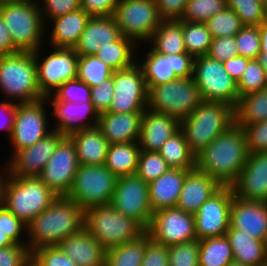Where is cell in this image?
<instances>
[{
    "label": "cell",
    "instance_id": "cell-17",
    "mask_svg": "<svg viewBox=\"0 0 267 266\" xmlns=\"http://www.w3.org/2000/svg\"><path fill=\"white\" fill-rule=\"evenodd\" d=\"M146 232L165 246L196 240L194 214L177 207L163 208L153 212Z\"/></svg>",
    "mask_w": 267,
    "mask_h": 266
},
{
    "label": "cell",
    "instance_id": "cell-59",
    "mask_svg": "<svg viewBox=\"0 0 267 266\" xmlns=\"http://www.w3.org/2000/svg\"><path fill=\"white\" fill-rule=\"evenodd\" d=\"M188 0H156L162 20H181Z\"/></svg>",
    "mask_w": 267,
    "mask_h": 266
},
{
    "label": "cell",
    "instance_id": "cell-48",
    "mask_svg": "<svg viewBox=\"0 0 267 266\" xmlns=\"http://www.w3.org/2000/svg\"><path fill=\"white\" fill-rule=\"evenodd\" d=\"M169 266H199V240L168 246Z\"/></svg>",
    "mask_w": 267,
    "mask_h": 266
},
{
    "label": "cell",
    "instance_id": "cell-7",
    "mask_svg": "<svg viewBox=\"0 0 267 266\" xmlns=\"http://www.w3.org/2000/svg\"><path fill=\"white\" fill-rule=\"evenodd\" d=\"M84 228L105 250L138 239L146 232L138 221L123 215L110 204L86 209Z\"/></svg>",
    "mask_w": 267,
    "mask_h": 266
},
{
    "label": "cell",
    "instance_id": "cell-21",
    "mask_svg": "<svg viewBox=\"0 0 267 266\" xmlns=\"http://www.w3.org/2000/svg\"><path fill=\"white\" fill-rule=\"evenodd\" d=\"M53 130L64 136L97 126L99 114L92 102L47 101ZM55 118V119H54ZM54 119V120H53Z\"/></svg>",
    "mask_w": 267,
    "mask_h": 266
},
{
    "label": "cell",
    "instance_id": "cell-16",
    "mask_svg": "<svg viewBox=\"0 0 267 266\" xmlns=\"http://www.w3.org/2000/svg\"><path fill=\"white\" fill-rule=\"evenodd\" d=\"M110 205L123 215L134 218L145 229L149 227L153 211L149 201L148 183L136 174L117 179Z\"/></svg>",
    "mask_w": 267,
    "mask_h": 266
},
{
    "label": "cell",
    "instance_id": "cell-68",
    "mask_svg": "<svg viewBox=\"0 0 267 266\" xmlns=\"http://www.w3.org/2000/svg\"><path fill=\"white\" fill-rule=\"evenodd\" d=\"M257 266H267V260L262 263H259Z\"/></svg>",
    "mask_w": 267,
    "mask_h": 266
},
{
    "label": "cell",
    "instance_id": "cell-39",
    "mask_svg": "<svg viewBox=\"0 0 267 266\" xmlns=\"http://www.w3.org/2000/svg\"><path fill=\"white\" fill-rule=\"evenodd\" d=\"M233 260V250L225 235L199 240V266H227Z\"/></svg>",
    "mask_w": 267,
    "mask_h": 266
},
{
    "label": "cell",
    "instance_id": "cell-10",
    "mask_svg": "<svg viewBox=\"0 0 267 266\" xmlns=\"http://www.w3.org/2000/svg\"><path fill=\"white\" fill-rule=\"evenodd\" d=\"M47 46L33 52L39 90L44 97L52 95L64 82L77 78L79 57L72 48Z\"/></svg>",
    "mask_w": 267,
    "mask_h": 266
},
{
    "label": "cell",
    "instance_id": "cell-54",
    "mask_svg": "<svg viewBox=\"0 0 267 266\" xmlns=\"http://www.w3.org/2000/svg\"><path fill=\"white\" fill-rule=\"evenodd\" d=\"M210 58L224 63L230 58L238 56L235 36L213 38L207 54Z\"/></svg>",
    "mask_w": 267,
    "mask_h": 266
},
{
    "label": "cell",
    "instance_id": "cell-55",
    "mask_svg": "<svg viewBox=\"0 0 267 266\" xmlns=\"http://www.w3.org/2000/svg\"><path fill=\"white\" fill-rule=\"evenodd\" d=\"M114 92L113 75L100 85L91 87V102L98 114L107 112L111 105Z\"/></svg>",
    "mask_w": 267,
    "mask_h": 266
},
{
    "label": "cell",
    "instance_id": "cell-63",
    "mask_svg": "<svg viewBox=\"0 0 267 266\" xmlns=\"http://www.w3.org/2000/svg\"><path fill=\"white\" fill-rule=\"evenodd\" d=\"M260 52H267V22L259 26Z\"/></svg>",
    "mask_w": 267,
    "mask_h": 266
},
{
    "label": "cell",
    "instance_id": "cell-22",
    "mask_svg": "<svg viewBox=\"0 0 267 266\" xmlns=\"http://www.w3.org/2000/svg\"><path fill=\"white\" fill-rule=\"evenodd\" d=\"M231 187L238 198L267 202V152L249 154Z\"/></svg>",
    "mask_w": 267,
    "mask_h": 266
},
{
    "label": "cell",
    "instance_id": "cell-13",
    "mask_svg": "<svg viewBox=\"0 0 267 266\" xmlns=\"http://www.w3.org/2000/svg\"><path fill=\"white\" fill-rule=\"evenodd\" d=\"M48 112L50 115L49 105L45 98L17 104L13 130L7 140L12 146L11 155L9 154L8 158L16 151L32 146L53 131Z\"/></svg>",
    "mask_w": 267,
    "mask_h": 266
},
{
    "label": "cell",
    "instance_id": "cell-37",
    "mask_svg": "<svg viewBox=\"0 0 267 266\" xmlns=\"http://www.w3.org/2000/svg\"><path fill=\"white\" fill-rule=\"evenodd\" d=\"M158 153L171 169L192 170L195 168V154L190 150L181 130L169 138Z\"/></svg>",
    "mask_w": 267,
    "mask_h": 266
},
{
    "label": "cell",
    "instance_id": "cell-47",
    "mask_svg": "<svg viewBox=\"0 0 267 266\" xmlns=\"http://www.w3.org/2000/svg\"><path fill=\"white\" fill-rule=\"evenodd\" d=\"M171 168L158 152L141 150L136 175L149 183L158 179Z\"/></svg>",
    "mask_w": 267,
    "mask_h": 266
},
{
    "label": "cell",
    "instance_id": "cell-8",
    "mask_svg": "<svg viewBox=\"0 0 267 266\" xmlns=\"http://www.w3.org/2000/svg\"><path fill=\"white\" fill-rule=\"evenodd\" d=\"M199 89L192 77L151 86L148 89L147 108L169 114L182 121L202 102Z\"/></svg>",
    "mask_w": 267,
    "mask_h": 266
},
{
    "label": "cell",
    "instance_id": "cell-51",
    "mask_svg": "<svg viewBox=\"0 0 267 266\" xmlns=\"http://www.w3.org/2000/svg\"><path fill=\"white\" fill-rule=\"evenodd\" d=\"M35 266H77L57 245L42 246L31 252Z\"/></svg>",
    "mask_w": 267,
    "mask_h": 266
},
{
    "label": "cell",
    "instance_id": "cell-31",
    "mask_svg": "<svg viewBox=\"0 0 267 266\" xmlns=\"http://www.w3.org/2000/svg\"><path fill=\"white\" fill-rule=\"evenodd\" d=\"M76 146L79 165H104L109 143L95 126L69 136Z\"/></svg>",
    "mask_w": 267,
    "mask_h": 266
},
{
    "label": "cell",
    "instance_id": "cell-35",
    "mask_svg": "<svg viewBox=\"0 0 267 266\" xmlns=\"http://www.w3.org/2000/svg\"><path fill=\"white\" fill-rule=\"evenodd\" d=\"M267 119V87L238 98L234 107V123L240 127Z\"/></svg>",
    "mask_w": 267,
    "mask_h": 266
},
{
    "label": "cell",
    "instance_id": "cell-42",
    "mask_svg": "<svg viewBox=\"0 0 267 266\" xmlns=\"http://www.w3.org/2000/svg\"><path fill=\"white\" fill-rule=\"evenodd\" d=\"M227 8L235 11L243 25L260 26L267 22L263 0H226Z\"/></svg>",
    "mask_w": 267,
    "mask_h": 266
},
{
    "label": "cell",
    "instance_id": "cell-9",
    "mask_svg": "<svg viewBox=\"0 0 267 266\" xmlns=\"http://www.w3.org/2000/svg\"><path fill=\"white\" fill-rule=\"evenodd\" d=\"M117 179L104 165H79L66 197L84 211L93 206L108 205L114 197Z\"/></svg>",
    "mask_w": 267,
    "mask_h": 266
},
{
    "label": "cell",
    "instance_id": "cell-44",
    "mask_svg": "<svg viewBox=\"0 0 267 266\" xmlns=\"http://www.w3.org/2000/svg\"><path fill=\"white\" fill-rule=\"evenodd\" d=\"M267 87V75L258 59H250L237 82L239 97L261 91Z\"/></svg>",
    "mask_w": 267,
    "mask_h": 266
},
{
    "label": "cell",
    "instance_id": "cell-70",
    "mask_svg": "<svg viewBox=\"0 0 267 266\" xmlns=\"http://www.w3.org/2000/svg\"><path fill=\"white\" fill-rule=\"evenodd\" d=\"M28 266H35L32 262H30L29 264H28Z\"/></svg>",
    "mask_w": 267,
    "mask_h": 266
},
{
    "label": "cell",
    "instance_id": "cell-20",
    "mask_svg": "<svg viewBox=\"0 0 267 266\" xmlns=\"http://www.w3.org/2000/svg\"><path fill=\"white\" fill-rule=\"evenodd\" d=\"M64 137L53 130L37 143L20 149L7 158L5 163L3 162V169L13 177H39Z\"/></svg>",
    "mask_w": 267,
    "mask_h": 266
},
{
    "label": "cell",
    "instance_id": "cell-60",
    "mask_svg": "<svg viewBox=\"0 0 267 266\" xmlns=\"http://www.w3.org/2000/svg\"><path fill=\"white\" fill-rule=\"evenodd\" d=\"M17 103L2 99L0 101V132L6 133L8 139L13 130Z\"/></svg>",
    "mask_w": 267,
    "mask_h": 266
},
{
    "label": "cell",
    "instance_id": "cell-6",
    "mask_svg": "<svg viewBox=\"0 0 267 266\" xmlns=\"http://www.w3.org/2000/svg\"><path fill=\"white\" fill-rule=\"evenodd\" d=\"M233 124L234 107L224 102L202 101L180 121V130L196 155Z\"/></svg>",
    "mask_w": 267,
    "mask_h": 266
},
{
    "label": "cell",
    "instance_id": "cell-18",
    "mask_svg": "<svg viewBox=\"0 0 267 266\" xmlns=\"http://www.w3.org/2000/svg\"><path fill=\"white\" fill-rule=\"evenodd\" d=\"M79 168L76 146L65 136L43 168L39 178L56 195L66 196Z\"/></svg>",
    "mask_w": 267,
    "mask_h": 266
},
{
    "label": "cell",
    "instance_id": "cell-33",
    "mask_svg": "<svg viewBox=\"0 0 267 266\" xmlns=\"http://www.w3.org/2000/svg\"><path fill=\"white\" fill-rule=\"evenodd\" d=\"M141 148L138 141L110 144L104 166L117 178L136 174Z\"/></svg>",
    "mask_w": 267,
    "mask_h": 266
},
{
    "label": "cell",
    "instance_id": "cell-5",
    "mask_svg": "<svg viewBox=\"0 0 267 266\" xmlns=\"http://www.w3.org/2000/svg\"><path fill=\"white\" fill-rule=\"evenodd\" d=\"M8 101L30 103L45 98L39 90L33 52L0 56V94Z\"/></svg>",
    "mask_w": 267,
    "mask_h": 266
},
{
    "label": "cell",
    "instance_id": "cell-58",
    "mask_svg": "<svg viewBox=\"0 0 267 266\" xmlns=\"http://www.w3.org/2000/svg\"><path fill=\"white\" fill-rule=\"evenodd\" d=\"M119 0H81V9L90 17L113 16Z\"/></svg>",
    "mask_w": 267,
    "mask_h": 266
},
{
    "label": "cell",
    "instance_id": "cell-38",
    "mask_svg": "<svg viewBox=\"0 0 267 266\" xmlns=\"http://www.w3.org/2000/svg\"><path fill=\"white\" fill-rule=\"evenodd\" d=\"M146 252V232L138 239L106 250L105 266H141Z\"/></svg>",
    "mask_w": 267,
    "mask_h": 266
},
{
    "label": "cell",
    "instance_id": "cell-62",
    "mask_svg": "<svg viewBox=\"0 0 267 266\" xmlns=\"http://www.w3.org/2000/svg\"><path fill=\"white\" fill-rule=\"evenodd\" d=\"M18 51L19 50L13 45L8 27L0 16V56L10 55Z\"/></svg>",
    "mask_w": 267,
    "mask_h": 266
},
{
    "label": "cell",
    "instance_id": "cell-57",
    "mask_svg": "<svg viewBox=\"0 0 267 266\" xmlns=\"http://www.w3.org/2000/svg\"><path fill=\"white\" fill-rule=\"evenodd\" d=\"M141 266H169L168 246L154 241L146 232V252Z\"/></svg>",
    "mask_w": 267,
    "mask_h": 266
},
{
    "label": "cell",
    "instance_id": "cell-53",
    "mask_svg": "<svg viewBox=\"0 0 267 266\" xmlns=\"http://www.w3.org/2000/svg\"><path fill=\"white\" fill-rule=\"evenodd\" d=\"M242 128L249 154L267 152V119Z\"/></svg>",
    "mask_w": 267,
    "mask_h": 266
},
{
    "label": "cell",
    "instance_id": "cell-26",
    "mask_svg": "<svg viewBox=\"0 0 267 266\" xmlns=\"http://www.w3.org/2000/svg\"><path fill=\"white\" fill-rule=\"evenodd\" d=\"M89 18L90 16L80 8L49 20L45 26V45L49 43L51 47L73 49Z\"/></svg>",
    "mask_w": 267,
    "mask_h": 266
},
{
    "label": "cell",
    "instance_id": "cell-65",
    "mask_svg": "<svg viewBox=\"0 0 267 266\" xmlns=\"http://www.w3.org/2000/svg\"><path fill=\"white\" fill-rule=\"evenodd\" d=\"M258 60H259L261 66L263 67V69L267 75V52H260Z\"/></svg>",
    "mask_w": 267,
    "mask_h": 266
},
{
    "label": "cell",
    "instance_id": "cell-14",
    "mask_svg": "<svg viewBox=\"0 0 267 266\" xmlns=\"http://www.w3.org/2000/svg\"><path fill=\"white\" fill-rule=\"evenodd\" d=\"M144 45L145 47H143ZM144 45H138L136 62L143 70L148 89L151 86L171 82L178 78L193 76L194 58L188 53L164 55L156 52L147 43ZM146 45L149 49L146 48ZM141 47L143 49L146 48V52L143 51L144 57L140 56L139 53V51L143 50Z\"/></svg>",
    "mask_w": 267,
    "mask_h": 266
},
{
    "label": "cell",
    "instance_id": "cell-3",
    "mask_svg": "<svg viewBox=\"0 0 267 266\" xmlns=\"http://www.w3.org/2000/svg\"><path fill=\"white\" fill-rule=\"evenodd\" d=\"M57 197L39 177H13L4 169L1 173L0 203L26 225Z\"/></svg>",
    "mask_w": 267,
    "mask_h": 266
},
{
    "label": "cell",
    "instance_id": "cell-43",
    "mask_svg": "<svg viewBox=\"0 0 267 266\" xmlns=\"http://www.w3.org/2000/svg\"><path fill=\"white\" fill-rule=\"evenodd\" d=\"M226 8V0H188L181 20L205 23Z\"/></svg>",
    "mask_w": 267,
    "mask_h": 266
},
{
    "label": "cell",
    "instance_id": "cell-40",
    "mask_svg": "<svg viewBox=\"0 0 267 266\" xmlns=\"http://www.w3.org/2000/svg\"><path fill=\"white\" fill-rule=\"evenodd\" d=\"M186 52L193 58L207 55L212 36L206 23L182 21Z\"/></svg>",
    "mask_w": 267,
    "mask_h": 266
},
{
    "label": "cell",
    "instance_id": "cell-56",
    "mask_svg": "<svg viewBox=\"0 0 267 266\" xmlns=\"http://www.w3.org/2000/svg\"><path fill=\"white\" fill-rule=\"evenodd\" d=\"M31 252L27 245H13L0 248V266H28Z\"/></svg>",
    "mask_w": 267,
    "mask_h": 266
},
{
    "label": "cell",
    "instance_id": "cell-32",
    "mask_svg": "<svg viewBox=\"0 0 267 266\" xmlns=\"http://www.w3.org/2000/svg\"><path fill=\"white\" fill-rule=\"evenodd\" d=\"M232 250L233 259L248 266H257L267 260V242L254 239L238 229L228 228L225 233Z\"/></svg>",
    "mask_w": 267,
    "mask_h": 266
},
{
    "label": "cell",
    "instance_id": "cell-11",
    "mask_svg": "<svg viewBox=\"0 0 267 266\" xmlns=\"http://www.w3.org/2000/svg\"><path fill=\"white\" fill-rule=\"evenodd\" d=\"M113 17L121 35L137 45L147 43L162 21L156 0H119Z\"/></svg>",
    "mask_w": 267,
    "mask_h": 266
},
{
    "label": "cell",
    "instance_id": "cell-25",
    "mask_svg": "<svg viewBox=\"0 0 267 266\" xmlns=\"http://www.w3.org/2000/svg\"><path fill=\"white\" fill-rule=\"evenodd\" d=\"M113 16L90 17L78 43L73 48L78 56L94 55L121 37Z\"/></svg>",
    "mask_w": 267,
    "mask_h": 266
},
{
    "label": "cell",
    "instance_id": "cell-50",
    "mask_svg": "<svg viewBox=\"0 0 267 266\" xmlns=\"http://www.w3.org/2000/svg\"><path fill=\"white\" fill-rule=\"evenodd\" d=\"M0 230L15 244L27 245V225L12 214L2 203H0Z\"/></svg>",
    "mask_w": 267,
    "mask_h": 266
},
{
    "label": "cell",
    "instance_id": "cell-61",
    "mask_svg": "<svg viewBox=\"0 0 267 266\" xmlns=\"http://www.w3.org/2000/svg\"><path fill=\"white\" fill-rule=\"evenodd\" d=\"M249 60L250 59L244 58L243 56H237L228 59L223 64L225 70L228 72L231 78L238 82L242 74L244 73V70L246 69Z\"/></svg>",
    "mask_w": 267,
    "mask_h": 266
},
{
    "label": "cell",
    "instance_id": "cell-30",
    "mask_svg": "<svg viewBox=\"0 0 267 266\" xmlns=\"http://www.w3.org/2000/svg\"><path fill=\"white\" fill-rule=\"evenodd\" d=\"M188 171L170 169L158 179L148 183L149 201L153 212L176 207Z\"/></svg>",
    "mask_w": 267,
    "mask_h": 266
},
{
    "label": "cell",
    "instance_id": "cell-64",
    "mask_svg": "<svg viewBox=\"0 0 267 266\" xmlns=\"http://www.w3.org/2000/svg\"><path fill=\"white\" fill-rule=\"evenodd\" d=\"M15 245V243L0 230V248L10 247Z\"/></svg>",
    "mask_w": 267,
    "mask_h": 266
},
{
    "label": "cell",
    "instance_id": "cell-66",
    "mask_svg": "<svg viewBox=\"0 0 267 266\" xmlns=\"http://www.w3.org/2000/svg\"><path fill=\"white\" fill-rule=\"evenodd\" d=\"M227 266H248V265H245V264H242L240 262H237V261L233 260Z\"/></svg>",
    "mask_w": 267,
    "mask_h": 266
},
{
    "label": "cell",
    "instance_id": "cell-34",
    "mask_svg": "<svg viewBox=\"0 0 267 266\" xmlns=\"http://www.w3.org/2000/svg\"><path fill=\"white\" fill-rule=\"evenodd\" d=\"M147 43L156 52L164 55L187 53L182 20H162Z\"/></svg>",
    "mask_w": 267,
    "mask_h": 266
},
{
    "label": "cell",
    "instance_id": "cell-4",
    "mask_svg": "<svg viewBox=\"0 0 267 266\" xmlns=\"http://www.w3.org/2000/svg\"><path fill=\"white\" fill-rule=\"evenodd\" d=\"M0 16L19 51L34 52L45 44V26L37 0H1Z\"/></svg>",
    "mask_w": 267,
    "mask_h": 266
},
{
    "label": "cell",
    "instance_id": "cell-19",
    "mask_svg": "<svg viewBox=\"0 0 267 266\" xmlns=\"http://www.w3.org/2000/svg\"><path fill=\"white\" fill-rule=\"evenodd\" d=\"M233 188L222 186L194 214L197 240L224 236L230 227Z\"/></svg>",
    "mask_w": 267,
    "mask_h": 266
},
{
    "label": "cell",
    "instance_id": "cell-67",
    "mask_svg": "<svg viewBox=\"0 0 267 266\" xmlns=\"http://www.w3.org/2000/svg\"><path fill=\"white\" fill-rule=\"evenodd\" d=\"M263 1H264V10L267 15V0H263Z\"/></svg>",
    "mask_w": 267,
    "mask_h": 266
},
{
    "label": "cell",
    "instance_id": "cell-49",
    "mask_svg": "<svg viewBox=\"0 0 267 266\" xmlns=\"http://www.w3.org/2000/svg\"><path fill=\"white\" fill-rule=\"evenodd\" d=\"M238 56L258 59L260 53L259 26L244 25L235 35Z\"/></svg>",
    "mask_w": 267,
    "mask_h": 266
},
{
    "label": "cell",
    "instance_id": "cell-29",
    "mask_svg": "<svg viewBox=\"0 0 267 266\" xmlns=\"http://www.w3.org/2000/svg\"><path fill=\"white\" fill-rule=\"evenodd\" d=\"M57 246L77 266H105L106 250L85 228L61 240Z\"/></svg>",
    "mask_w": 267,
    "mask_h": 266
},
{
    "label": "cell",
    "instance_id": "cell-23",
    "mask_svg": "<svg viewBox=\"0 0 267 266\" xmlns=\"http://www.w3.org/2000/svg\"><path fill=\"white\" fill-rule=\"evenodd\" d=\"M230 226L267 242V202L244 200L233 194Z\"/></svg>",
    "mask_w": 267,
    "mask_h": 266
},
{
    "label": "cell",
    "instance_id": "cell-28",
    "mask_svg": "<svg viewBox=\"0 0 267 266\" xmlns=\"http://www.w3.org/2000/svg\"><path fill=\"white\" fill-rule=\"evenodd\" d=\"M222 186L207 173L194 168L186 173L177 208L195 214Z\"/></svg>",
    "mask_w": 267,
    "mask_h": 266
},
{
    "label": "cell",
    "instance_id": "cell-1",
    "mask_svg": "<svg viewBox=\"0 0 267 266\" xmlns=\"http://www.w3.org/2000/svg\"><path fill=\"white\" fill-rule=\"evenodd\" d=\"M248 156L244 130L234 123L195 155V168L221 186H232Z\"/></svg>",
    "mask_w": 267,
    "mask_h": 266
},
{
    "label": "cell",
    "instance_id": "cell-41",
    "mask_svg": "<svg viewBox=\"0 0 267 266\" xmlns=\"http://www.w3.org/2000/svg\"><path fill=\"white\" fill-rule=\"evenodd\" d=\"M114 70L95 55L78 57L77 78L90 87L100 85L111 78Z\"/></svg>",
    "mask_w": 267,
    "mask_h": 266
},
{
    "label": "cell",
    "instance_id": "cell-2",
    "mask_svg": "<svg viewBox=\"0 0 267 266\" xmlns=\"http://www.w3.org/2000/svg\"><path fill=\"white\" fill-rule=\"evenodd\" d=\"M84 228V210L66 196L57 199L27 225L30 252L54 246Z\"/></svg>",
    "mask_w": 267,
    "mask_h": 266
},
{
    "label": "cell",
    "instance_id": "cell-45",
    "mask_svg": "<svg viewBox=\"0 0 267 266\" xmlns=\"http://www.w3.org/2000/svg\"><path fill=\"white\" fill-rule=\"evenodd\" d=\"M205 23L212 38L235 36L244 26L237 13L228 8L217 13Z\"/></svg>",
    "mask_w": 267,
    "mask_h": 266
},
{
    "label": "cell",
    "instance_id": "cell-27",
    "mask_svg": "<svg viewBox=\"0 0 267 266\" xmlns=\"http://www.w3.org/2000/svg\"><path fill=\"white\" fill-rule=\"evenodd\" d=\"M144 112L99 114L97 127L109 144L139 140Z\"/></svg>",
    "mask_w": 267,
    "mask_h": 266
},
{
    "label": "cell",
    "instance_id": "cell-36",
    "mask_svg": "<svg viewBox=\"0 0 267 266\" xmlns=\"http://www.w3.org/2000/svg\"><path fill=\"white\" fill-rule=\"evenodd\" d=\"M137 48L138 45L131 38L121 36L94 55L116 71L129 68L137 61Z\"/></svg>",
    "mask_w": 267,
    "mask_h": 266
},
{
    "label": "cell",
    "instance_id": "cell-12",
    "mask_svg": "<svg viewBox=\"0 0 267 266\" xmlns=\"http://www.w3.org/2000/svg\"><path fill=\"white\" fill-rule=\"evenodd\" d=\"M203 101L224 102L235 107L239 95L237 82L225 70L224 64L208 55L193 61V76Z\"/></svg>",
    "mask_w": 267,
    "mask_h": 266
},
{
    "label": "cell",
    "instance_id": "cell-69",
    "mask_svg": "<svg viewBox=\"0 0 267 266\" xmlns=\"http://www.w3.org/2000/svg\"><path fill=\"white\" fill-rule=\"evenodd\" d=\"M2 171H3V163L0 165V176H1Z\"/></svg>",
    "mask_w": 267,
    "mask_h": 266
},
{
    "label": "cell",
    "instance_id": "cell-52",
    "mask_svg": "<svg viewBox=\"0 0 267 266\" xmlns=\"http://www.w3.org/2000/svg\"><path fill=\"white\" fill-rule=\"evenodd\" d=\"M44 23L74 12L81 7V0H37Z\"/></svg>",
    "mask_w": 267,
    "mask_h": 266
},
{
    "label": "cell",
    "instance_id": "cell-15",
    "mask_svg": "<svg viewBox=\"0 0 267 266\" xmlns=\"http://www.w3.org/2000/svg\"><path fill=\"white\" fill-rule=\"evenodd\" d=\"M113 83L114 97L107 112L131 113L147 109L148 88L137 62L129 68L114 71Z\"/></svg>",
    "mask_w": 267,
    "mask_h": 266
},
{
    "label": "cell",
    "instance_id": "cell-24",
    "mask_svg": "<svg viewBox=\"0 0 267 266\" xmlns=\"http://www.w3.org/2000/svg\"><path fill=\"white\" fill-rule=\"evenodd\" d=\"M180 130V121L170 116L146 109L142 116L138 140L141 150L158 152L161 146Z\"/></svg>",
    "mask_w": 267,
    "mask_h": 266
},
{
    "label": "cell",
    "instance_id": "cell-46",
    "mask_svg": "<svg viewBox=\"0 0 267 266\" xmlns=\"http://www.w3.org/2000/svg\"><path fill=\"white\" fill-rule=\"evenodd\" d=\"M46 101L91 102V87L78 78L64 82Z\"/></svg>",
    "mask_w": 267,
    "mask_h": 266
}]
</instances>
